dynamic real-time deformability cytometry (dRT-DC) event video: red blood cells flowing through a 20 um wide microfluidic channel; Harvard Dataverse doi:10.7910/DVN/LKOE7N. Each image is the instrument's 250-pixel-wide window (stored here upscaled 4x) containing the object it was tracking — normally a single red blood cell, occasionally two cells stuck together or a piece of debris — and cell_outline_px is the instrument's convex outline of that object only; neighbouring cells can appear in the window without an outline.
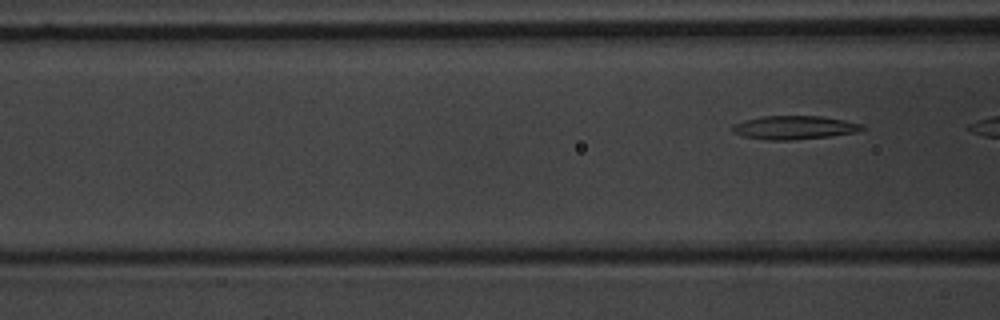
{"species": "common noctule bat (a hibernating species)", "species_latin": "Nyctalus noctula", "temperature_condition": "warm", "stored_images_in_passage": 8, "camera_frame_rate_fps": 3000, "um_per_image_px": 0.085, "animal": {"sex": "male", "body_mass_g": 20.1, "forearm_length_mm": 53.5}, "frame": {"image": 1, "passage_image": 8, "time_ms": 9.333, "image_size_px": [1000, 320], "cell_outline_px": [[864, 128], [856, 132], [828, 136], [792, 140], [768, 140], [744, 136], [732, 132], [732, 124], [760, 116], [820, 116], [844, 120], [864, 124]], "centroid_in_image_um": [67.49, 10.83], "position_along_channel_um": 99.1, "area_um2": 17.69}}